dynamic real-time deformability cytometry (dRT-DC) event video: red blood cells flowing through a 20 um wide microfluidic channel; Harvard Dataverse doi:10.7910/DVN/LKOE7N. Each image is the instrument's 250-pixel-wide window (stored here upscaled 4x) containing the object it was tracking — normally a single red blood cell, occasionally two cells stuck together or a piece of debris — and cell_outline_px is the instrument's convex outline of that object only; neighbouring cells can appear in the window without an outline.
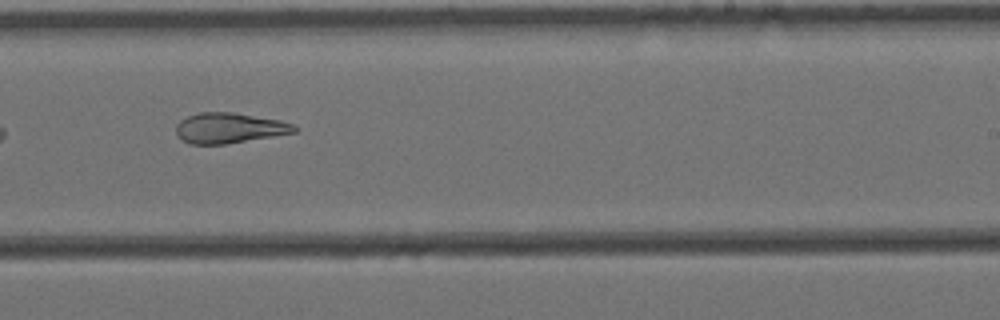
{"species": "Egyptian fruit bat (a non-hibernating species)", "species_latin": "Rousettus aegyptiacus", "temperature_condition": "cold", "stored_images_in_passage": 17, "camera_frame_rate_fps": 3000, "um_per_image_px": 0.085, "animal": {"sex": "female"}, "frame": {"image": 1, "passage_image": 10, "time_ms": 3.0, "image_size_px": [1000, 320], "cell_outline_px": [[296, 132], [228, 144], [188, 144], [180, 140], [176, 136], [176, 124], [180, 120], [188, 116], [200, 112], [232, 112], [280, 120], [296, 124]], "centroid_in_image_um": [19.45, 10.89], "position_along_channel_um": 269.5, "area_um2": 21.15}}